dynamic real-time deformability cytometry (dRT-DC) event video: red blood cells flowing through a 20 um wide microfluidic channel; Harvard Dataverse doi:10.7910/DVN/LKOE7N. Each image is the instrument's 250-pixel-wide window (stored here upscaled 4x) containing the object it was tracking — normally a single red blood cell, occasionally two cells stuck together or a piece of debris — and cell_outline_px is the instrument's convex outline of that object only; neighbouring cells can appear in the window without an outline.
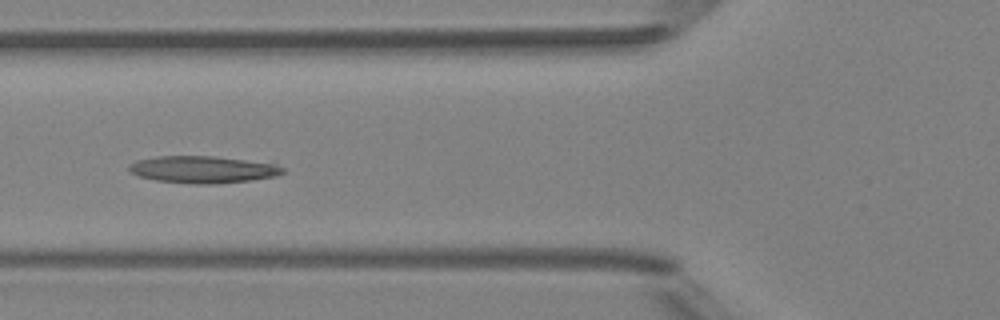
{"species": "Egyptian fruit bat (a non-hibernating species)", "species_latin": "Rousettus aegyptiacus", "temperature_condition": "room temperature", "stored_images_in_passage": 6, "camera_frame_rate_fps": 3000, "um_per_image_px": 0.085, "animal": {"sex": "female"}, "frame": {"image": 1, "passage_image": 6, "time_ms": 5.667, "image_size_px": [1000, 320], "cell_outline_px": [[288, 172], [276, 176], [252, 180], [216, 184], [192, 184], [156, 180], [140, 176], [128, 172], [128, 164], [136, 160], [156, 156], [212, 156], [276, 164], [284, 168]], "centroid_in_image_um": [17.24, 14.41], "position_along_channel_um": 108.6, "area_um2": 24.39}}